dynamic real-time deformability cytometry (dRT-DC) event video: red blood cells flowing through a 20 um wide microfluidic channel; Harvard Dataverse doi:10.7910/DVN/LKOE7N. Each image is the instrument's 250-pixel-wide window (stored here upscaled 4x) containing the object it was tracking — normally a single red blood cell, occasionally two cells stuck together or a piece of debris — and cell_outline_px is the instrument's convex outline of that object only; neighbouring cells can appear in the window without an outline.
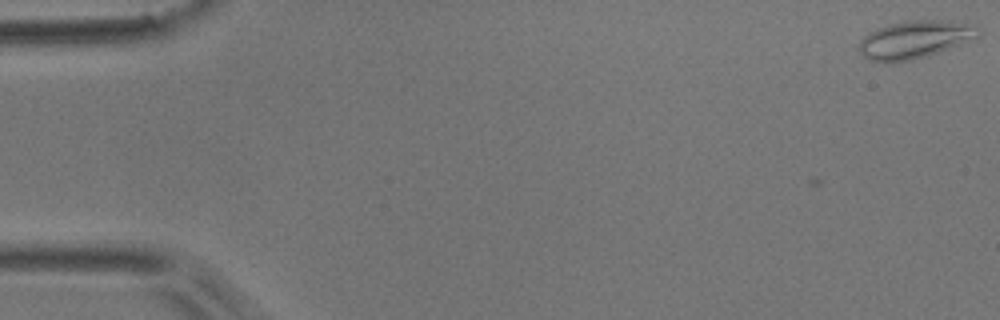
{"species": "common noctule bat (a hibernating species)", "species_latin": "Nyctalus noctula", "temperature_condition": "room temperature", "stored_images_in_passage": 3, "camera_frame_rate_fps": 3000, "um_per_image_px": 0.085, "animal": {"sex": "male", "body_mass_g": 17.9}, "frame": {"image": 1, "passage_image": 1, "time_ms": 0.0, "image_size_px": [1000, 320], "cell_outline_px": [[980, 36], [940, 52], [928, 56], [912, 60], [888, 64], [868, 60], [860, 52], [856, 44], [868, 32], [876, 28], [904, 20], [940, 20], [964, 24], [980, 28]], "centroid_in_image_um": [77.67, 3.39], "position_along_channel_um": 7.3, "area_um2": 26.53}}